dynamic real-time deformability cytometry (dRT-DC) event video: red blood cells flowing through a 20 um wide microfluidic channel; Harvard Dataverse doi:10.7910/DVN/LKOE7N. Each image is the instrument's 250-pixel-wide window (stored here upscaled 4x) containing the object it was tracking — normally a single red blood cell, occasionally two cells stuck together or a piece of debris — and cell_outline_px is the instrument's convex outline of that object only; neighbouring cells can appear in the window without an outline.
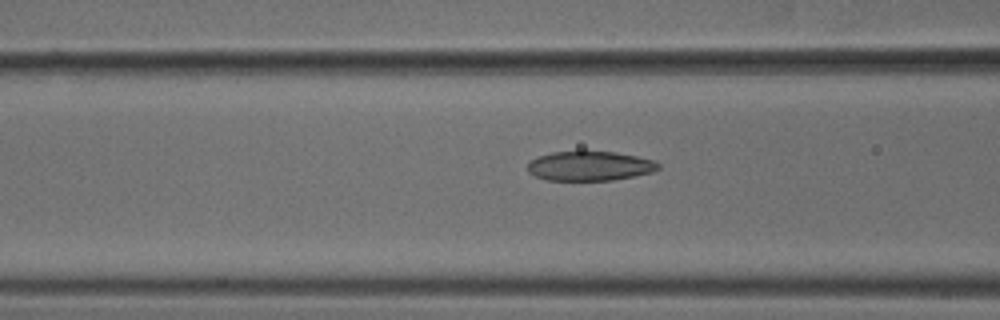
{"species": "common noctule bat (a hibernating species)", "species_latin": "Nyctalus noctula", "temperature_condition": "cold", "stored_images_in_passage": 37, "camera_frame_rate_fps": 3000, "um_per_image_px": 0.085, "animal": {"sex": "male", "body_mass_g": 18.8}, "frame": {"image": 1, "passage_image": 5, "time_ms": 1.333, "image_size_px": [1000, 320], "cell_outline_px": [[660, 168], [652, 172], [612, 180], [544, 180], [528, 172], [528, 164], [532, 160], [540, 156], [552, 152], [616, 152], [656, 160], [660, 164]], "centroid_in_image_um": [50.16, 14.11], "position_along_channel_um": 116.4, "area_um2": 22.25}}
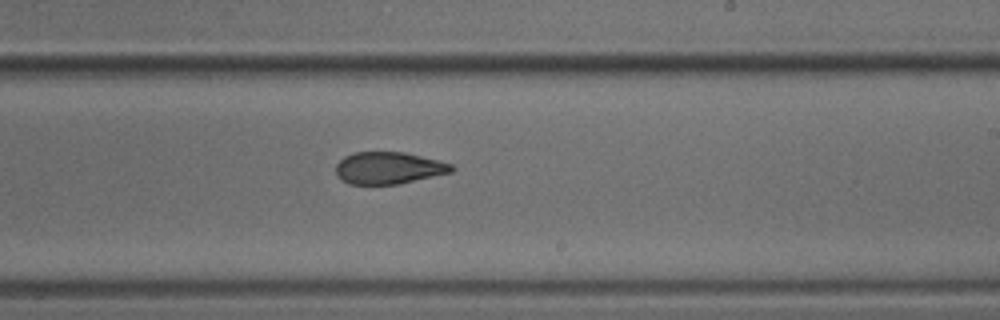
{"frame": {"image": 2, "passage_image": 16, "time_ms": 5.0, "image_size_px": [1000, 320], "cell_outline_px": [[456, 168], [452, 172], [396, 184], [348, 184], [340, 180], [336, 176], [336, 164], [344, 156], [352, 152], [404, 152], [452, 164]], "centroid_in_image_um": [32.98, 14.28], "position_along_channel_um": 256.0, "area_um2": 21.56}}
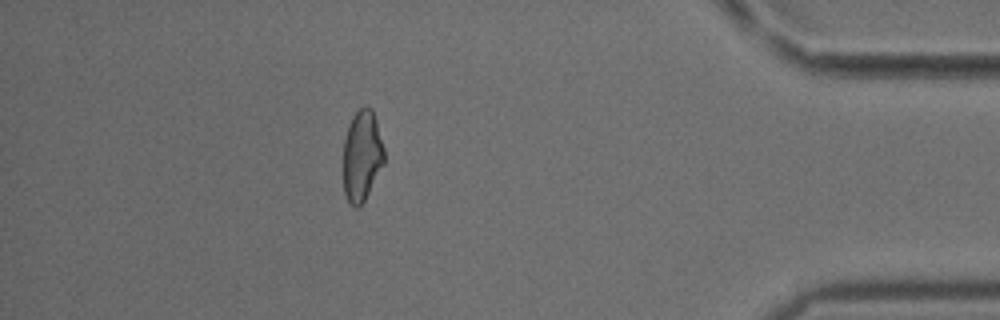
{"frame": {"image": 3, "passage_image": 31, "time_ms": 10.0, "image_size_px": [1000, 320], "cell_outline_px": [[384, 164], [360, 208], [356, 208], [348, 200], [344, 192], [344, 140], [348, 124], [352, 116], [364, 104], [372, 108], [376, 120], [384, 148]], "centroid_in_image_um": [30.77, 13.21], "position_along_channel_um": 404.4, "area_um2": 21.73}, "authors_computed_cell_mechanics": {"area_um2": 22.1374, "velocity_mm_per_s": 3.7923, "shape_relaxation_time_tau1_ms": 10.5009, "shape_relaxation_time_tau2_ms": 2.0555, "deformation_change_tau1": 0.2034, "deformation_change_tau2": 0.0908}}